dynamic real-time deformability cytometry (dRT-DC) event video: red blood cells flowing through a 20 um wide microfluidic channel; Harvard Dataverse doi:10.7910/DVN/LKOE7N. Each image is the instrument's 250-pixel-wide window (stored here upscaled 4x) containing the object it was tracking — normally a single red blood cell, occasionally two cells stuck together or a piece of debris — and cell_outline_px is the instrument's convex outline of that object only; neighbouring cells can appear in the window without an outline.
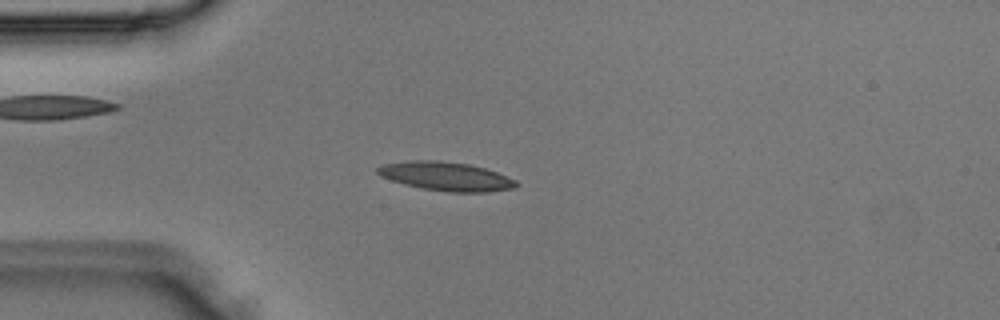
{"species": "Egyptian fruit bat (a non-hibernating species)", "species_latin": "Rousettus aegyptiacus", "temperature_condition": "room temperature", "stored_images_in_passage": 2, "camera_frame_rate_fps": 3000, "um_per_image_px": 0.085, "animal": {"sex": "male"}, "frame": {"image": 1, "passage_image": 2, "time_ms": 0.333, "image_size_px": [1000, 320], "cell_outline_px": [[520, 184], [516, 188], [488, 192], [448, 192], [424, 188], [404, 184], [380, 176], [376, 172], [376, 168], [384, 164], [412, 160], [440, 160], [468, 164], [484, 168], [496, 172], [516, 180]], "centroid_in_image_um": [37.93, 14.99], "position_along_channel_um": 47.1, "area_um2": 23.24}}